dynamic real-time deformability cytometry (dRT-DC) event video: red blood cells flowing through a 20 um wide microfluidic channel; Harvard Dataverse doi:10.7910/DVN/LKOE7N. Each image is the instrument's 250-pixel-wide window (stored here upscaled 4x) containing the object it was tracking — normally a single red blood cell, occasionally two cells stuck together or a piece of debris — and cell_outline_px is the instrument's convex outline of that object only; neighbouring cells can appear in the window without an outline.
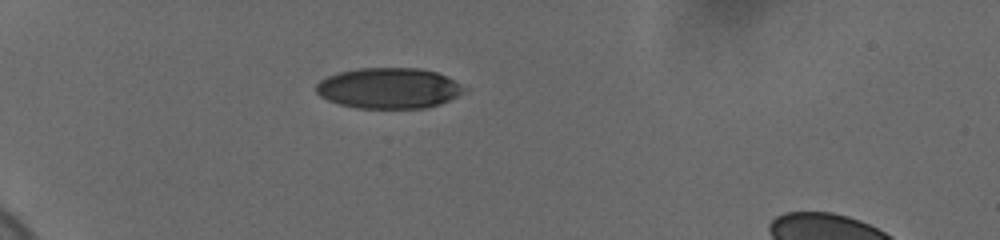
{"species": "human", "species_latin": "Homo sapiens", "temperature_condition": "cold", "stored_images_in_passage": 40, "camera_frame_rate_fps": 3000, "um_per_image_px": 0.085, "donor": {"sex": "female"}, "frame": {"image": 1, "passage_image": 1, "time_ms": 0.0, "image_size_px": [1000, 240], "cell_outline_px": [[468, 88], [464, 92], [440, 104], [424, 108], [356, 108], [340, 104], [328, 100], [320, 96], [316, 92], [316, 84], [320, 80], [328, 76], [340, 72], [356, 68], [420, 68], [436, 72]], "centroid_in_image_um": [33.03, 7.49], "position_along_channel_um": 52.0, "area_um2": 34.97}}
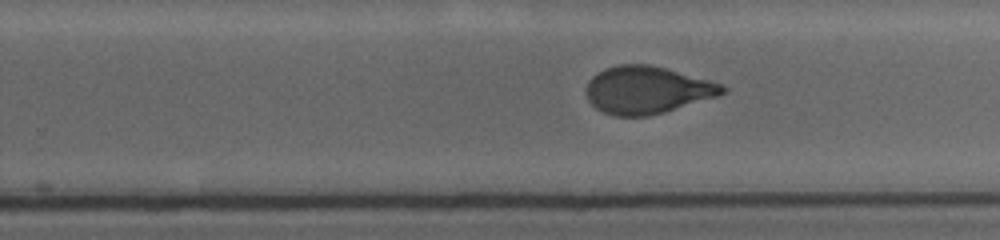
{"frame": {"image": 2, "passage_image": 22, "time_ms": 7.0, "image_size_px": [1000, 240], "cell_outline_px": [[728, 92], [720, 96], [664, 112], [648, 116], [616, 116], [604, 112], [596, 108], [588, 100], [584, 92], [588, 80], [596, 72], [604, 68], [616, 64], [648, 64], [664, 68], [724, 84], [728, 88]], "centroid_in_image_um": [55.0, 7.64], "position_along_channel_um": 274.8, "area_um2": 38.03}}
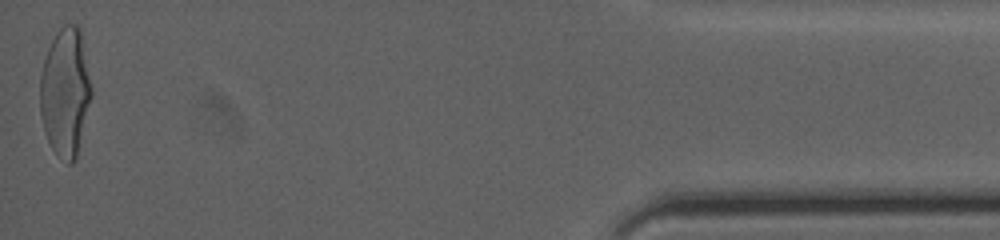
{"frame": {"image": 3, "passage_image": 40, "time_ms": 13.0, "image_size_px": [1000, 240], "cell_outline_px": [[92, 96], [76, 156], [72, 164], [68, 164], [52, 148], [44, 132], [40, 112], [40, 76], [44, 60], [48, 48], [56, 32], [64, 24], [76, 24], [80, 28], [92, 88]], "centroid_in_image_um": [5.55, 7.8], "position_along_channel_um": 429.7, "area_um2": 38.26}, "authors_computed_cell_mechanics": {"area_um2": 38.0035, "velocity_mm_per_s": 3.6874, "shape_relaxation_time_tau1_ms": 5.0533, "shape_relaxation_time_tau2_ms": 0.7974, "deformation_change_tau1": 0.1802, "deformation_change_tau2": 0.0698}}